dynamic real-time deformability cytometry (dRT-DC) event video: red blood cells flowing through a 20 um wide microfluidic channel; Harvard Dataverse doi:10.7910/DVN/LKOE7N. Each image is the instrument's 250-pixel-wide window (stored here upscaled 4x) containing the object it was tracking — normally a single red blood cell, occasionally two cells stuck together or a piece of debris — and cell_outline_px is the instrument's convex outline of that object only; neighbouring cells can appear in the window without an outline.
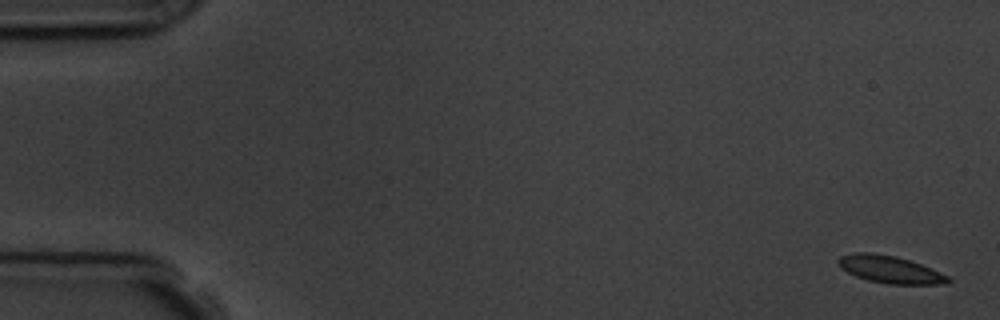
{"species": "common noctule bat (a hibernating species)", "species_latin": "Nyctalus noctula", "temperature_condition": "room temperature", "stored_images_in_passage": 7, "camera_frame_rate_fps": 3000, "um_per_image_px": 0.085, "animal": {"sex": "male", "body_mass_g": 19.5, "forearm_length_mm": 54.6}, "frame": {"image": 1, "passage_image": 1, "time_ms": 0.0, "image_size_px": [1000, 320], "cell_outline_px": [[952, 280], [948, 284], [888, 284], [868, 280], [856, 276], [840, 268], [836, 260], [840, 256], [856, 252], [872, 252], [896, 256], [920, 264], [940, 272], [948, 276]], "centroid_in_image_um": [75.63, 22.9], "position_along_channel_um": 9.4, "area_um2": 17.51}}
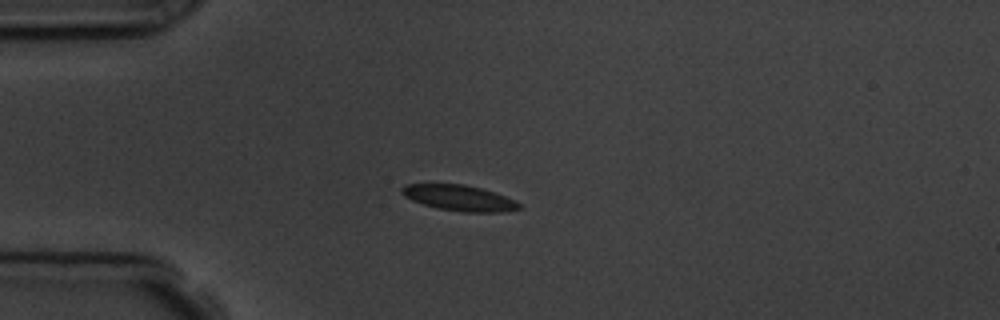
{"frame": {"image": 2, "passage_image": 5, "time_ms": 4.333, "image_size_px": [1000, 320], "cell_outline_px": [[524, 208], [504, 212], [460, 212], [436, 208], [412, 200], [404, 196], [400, 192], [400, 188], [404, 184], [464, 184], [480, 188], [516, 200]], "centroid_in_image_um": [39.03, 16.83], "position_along_channel_um": 46.0, "area_um2": 17.69}}
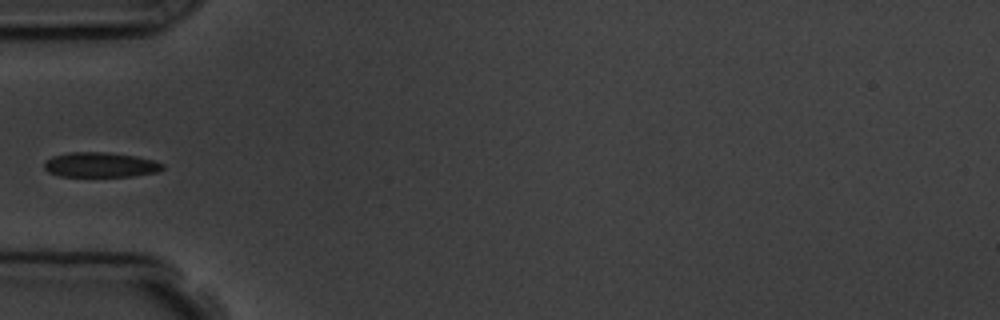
{"frame": {"image": 3, "passage_image": 6, "time_ms": 5.667, "image_size_px": [1000, 320], "cell_outline_px": [[164, 168], [156, 172], [132, 176], [60, 176], [48, 172], [44, 168], [44, 160], [52, 156], [68, 152], [108, 152], [136, 156], [156, 160], [164, 164]], "centroid_in_image_um": [8.52, 14.0], "position_along_channel_um": 76.5, "area_um2": 17.34}}